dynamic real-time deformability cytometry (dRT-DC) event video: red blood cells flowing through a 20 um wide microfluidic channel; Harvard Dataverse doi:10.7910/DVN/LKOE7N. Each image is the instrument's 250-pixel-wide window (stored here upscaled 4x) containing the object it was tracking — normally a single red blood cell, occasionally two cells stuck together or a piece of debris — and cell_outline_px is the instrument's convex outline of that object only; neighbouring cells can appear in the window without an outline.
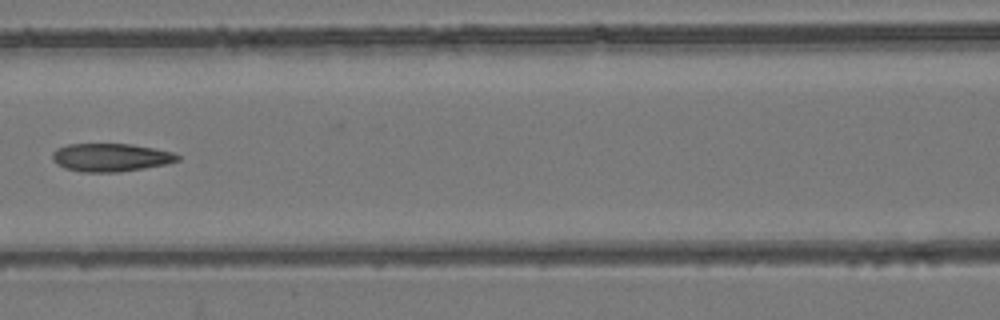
{"species": "common noctule bat (a hibernating species)", "species_latin": "Nyctalus noctula", "temperature_condition": "room temperature", "stored_images_in_passage": 8, "camera_frame_rate_fps": 3000, "um_per_image_px": 0.085, "animal": {"sex": "female", "body_mass_g": 24.6, "forearm_length_mm": 56.2}, "frame": {"image": 1, "passage_image": 8, "time_ms": 2.333, "image_size_px": [1000, 320], "cell_outline_px": [[180, 160], [164, 164], [144, 168], [120, 172], [80, 172], [64, 168], [56, 164], [52, 160], [52, 152], [56, 148], [68, 144], [132, 144], [172, 152], [180, 156]], "centroid_in_image_um": [9.36, 13.38], "position_along_channel_um": 157.2, "area_um2": 20.58}}